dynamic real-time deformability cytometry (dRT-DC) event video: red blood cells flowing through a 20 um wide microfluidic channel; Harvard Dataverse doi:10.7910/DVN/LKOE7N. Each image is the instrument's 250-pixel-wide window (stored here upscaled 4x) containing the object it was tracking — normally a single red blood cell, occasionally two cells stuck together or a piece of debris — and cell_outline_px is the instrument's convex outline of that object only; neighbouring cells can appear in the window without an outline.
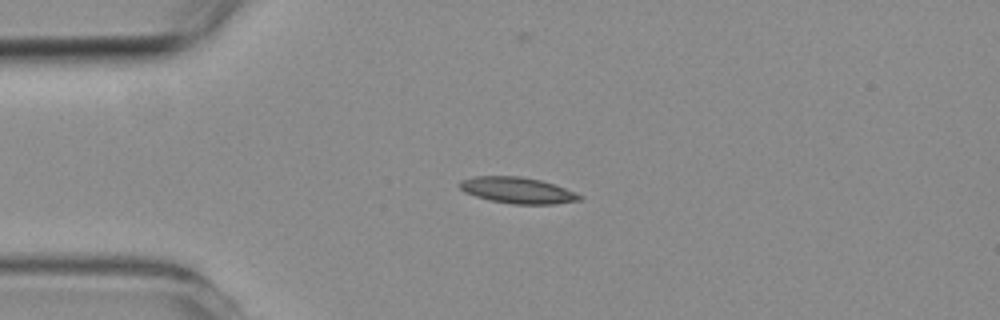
{"species": "common noctule bat (a hibernating species)", "species_latin": "Nyctalus noctula", "temperature_condition": "room temperature", "stored_images_in_passage": 7, "camera_frame_rate_fps": 3000, "um_per_image_px": 0.085, "animal": {"sex": "female", "body_mass_g": 19.3, "forearm_length_mm": 54.1}, "frame": {"image": 1, "passage_image": 3, "time_ms": 2.333, "image_size_px": [1000, 320], "cell_outline_px": [[584, 196], [580, 200], [552, 204], [512, 204], [492, 200], [476, 196], [464, 192], [460, 188], [460, 180], [472, 176], [520, 176], [540, 180], [564, 188]], "centroid_in_image_um": [43.96, 16.17], "position_along_channel_um": 41.0, "area_um2": 18.09}}
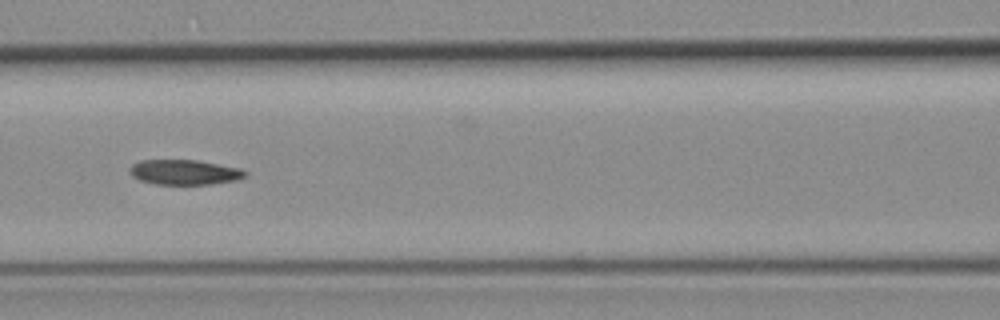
{"frame": {"image": 2, "passage_image": 6, "time_ms": 6.0, "image_size_px": [1000, 320], "cell_outline_px": [[248, 176], [236, 180], [212, 184], [156, 184], [140, 180], [132, 176], [128, 172], [128, 168], [132, 164], [140, 160], [196, 160], [220, 164], [240, 168], [248, 172]], "centroid_in_image_um": [15.68, 14.63], "position_along_channel_um": 150.9, "area_um2": 16.99}}
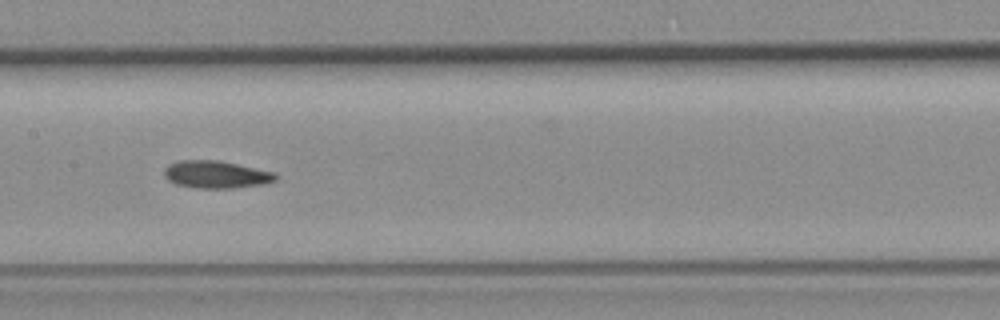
{"frame": {"image": 3, "passage_image": 7, "time_ms": 7.0, "image_size_px": [1000, 320], "cell_outline_px": [[276, 180], [260, 184], [232, 188], [196, 188], [176, 184], [168, 180], [164, 176], [164, 168], [168, 164], [180, 160], [216, 160], [276, 172]], "centroid_in_image_um": [18.32, 14.83], "position_along_channel_um": 189.1, "area_um2": 17.69}}